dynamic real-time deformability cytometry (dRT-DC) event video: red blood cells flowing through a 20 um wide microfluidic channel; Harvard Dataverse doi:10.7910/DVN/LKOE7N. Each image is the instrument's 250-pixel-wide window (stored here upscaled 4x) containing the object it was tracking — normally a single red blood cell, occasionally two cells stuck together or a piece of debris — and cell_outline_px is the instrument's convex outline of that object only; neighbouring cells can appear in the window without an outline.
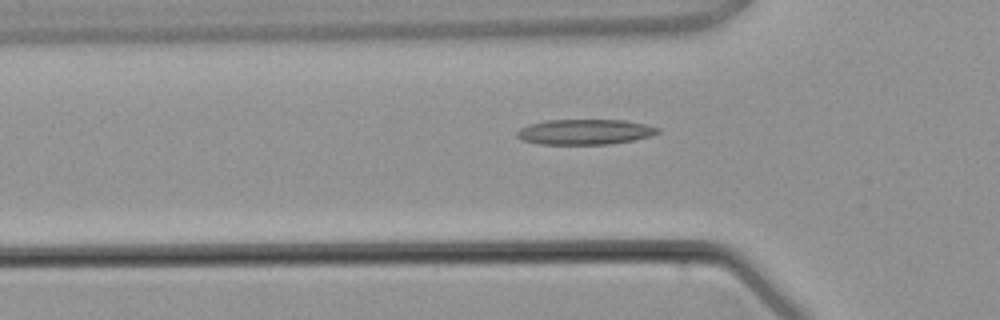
{"species": "common noctule bat (a hibernating species)", "species_latin": "Nyctalus noctula", "temperature_condition": "warm", "stored_images_in_passage": 6, "camera_frame_rate_fps": 3000, "um_per_image_px": 0.085, "animal": {"sex": "male", "body_mass_g": 21.5, "forearm_length_mm": 52.0}, "frame": {"image": 1, "passage_image": 5, "time_ms": 5.667, "image_size_px": [1000, 320], "cell_outline_px": [[660, 132], [652, 136], [632, 140], [608, 144], [540, 144], [520, 140], [516, 136], [516, 132], [520, 128], [528, 124], [548, 120], [624, 120], [644, 124], [660, 128]], "centroid_in_image_um": [49.69, 11.21], "position_along_channel_um": 76.1, "area_um2": 20.81}}